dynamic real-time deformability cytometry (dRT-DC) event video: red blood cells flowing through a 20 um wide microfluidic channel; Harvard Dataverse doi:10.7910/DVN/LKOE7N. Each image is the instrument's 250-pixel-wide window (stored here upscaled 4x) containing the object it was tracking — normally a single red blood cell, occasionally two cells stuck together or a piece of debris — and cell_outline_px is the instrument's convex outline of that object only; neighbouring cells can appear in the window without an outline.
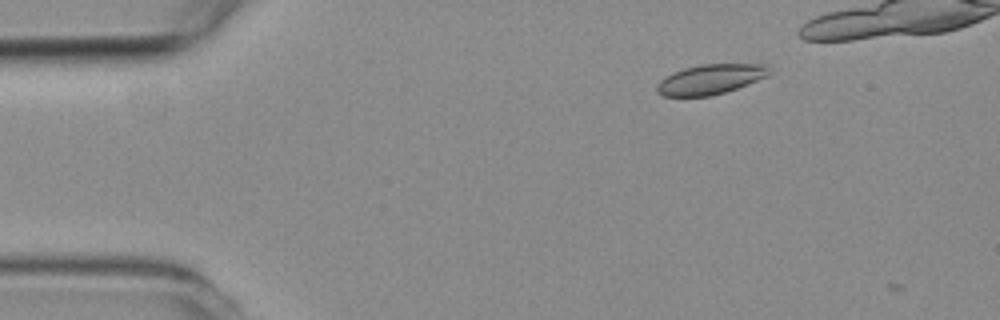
{"species": "common noctule bat (a hibernating species)", "species_latin": "Nyctalus noctula", "temperature_condition": "room temperature", "stored_images_in_passage": 3, "camera_frame_rate_fps": 3000, "um_per_image_px": 0.085, "animal": {"sex": "female", "body_mass_g": 19.3, "forearm_length_mm": 54.1}, "frame": {"image": 1, "passage_image": 1, "time_ms": 0.0, "image_size_px": [1000, 320], "cell_outline_px": [[772, 72], [768, 76], [748, 84], [712, 96], [664, 96], [656, 92], [656, 84], [660, 80], [684, 68], [704, 64], [768, 64]], "centroid_in_image_um": [60.43, 6.74], "position_along_channel_um": 24.6, "area_um2": 19.54}}